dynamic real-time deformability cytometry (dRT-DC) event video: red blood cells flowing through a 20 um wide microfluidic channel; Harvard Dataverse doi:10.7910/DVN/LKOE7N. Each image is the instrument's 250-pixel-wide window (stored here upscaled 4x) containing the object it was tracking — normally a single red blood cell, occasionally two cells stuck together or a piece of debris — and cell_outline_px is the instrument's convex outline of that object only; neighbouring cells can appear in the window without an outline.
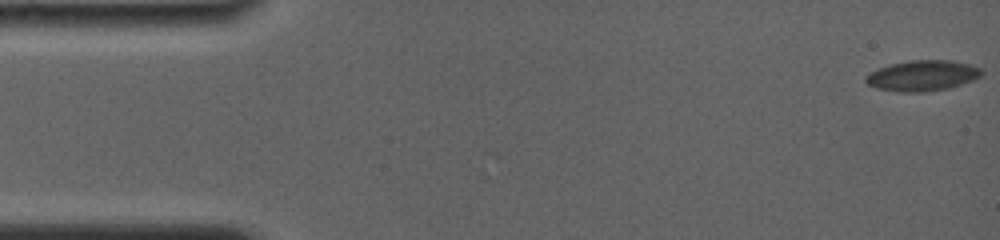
{"species": "common noctule bat (a hibernating species)", "species_latin": "Nyctalus noctula", "temperature_condition": "room temperature", "stored_images_in_passage": 11, "camera_frame_rate_fps": 4000, "um_per_image_px": 0.085, "animal": {"sex": "female", "body_mass_g": 19.0, "forearm_length_mm": 56.7}, "frame": {"image": 1, "passage_image": 1, "time_ms": 0.0, "image_size_px": [1000, 240], "cell_outline_px": [[984, 72], [980, 76], [972, 80], [948, 88], [924, 92], [896, 92], [876, 88], [868, 84], [864, 80], [864, 76], [880, 68], [892, 64], [912, 60], [952, 60], [968, 64], [980, 68]], "centroid_in_image_um": [78.39, 6.43], "position_along_channel_um": 6.6, "area_um2": 20.52}}
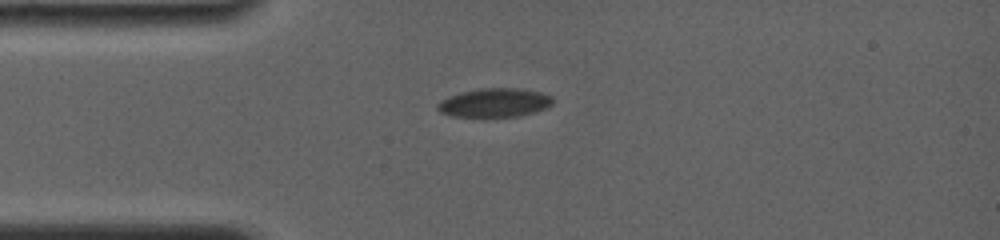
{"frame": {"image": 2, "passage_image": 7, "time_ms": 4.25, "image_size_px": [1000, 240], "cell_outline_px": [[556, 100], [548, 108], [536, 112], [520, 116], [452, 116], [440, 112], [436, 108], [436, 104], [440, 100], [448, 96], [460, 92], [480, 88], [520, 88], [540, 92], [552, 96]], "centroid_in_image_um": [42.07, 8.72], "position_along_channel_um": 42.9, "area_um2": 19.59}}
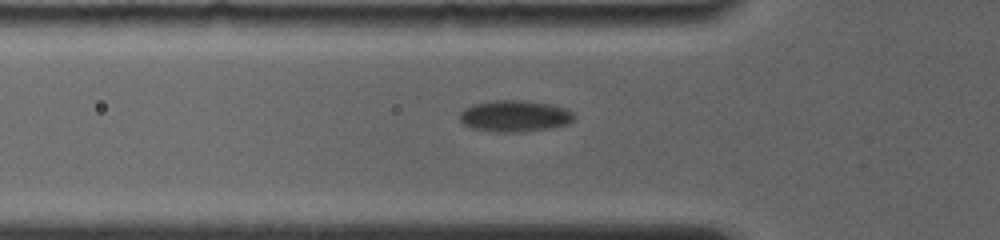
{"frame": {"image": 3, "passage_image": 10, "time_ms": 5.75, "image_size_px": [1000, 240], "cell_outline_px": [[576, 116], [568, 124], [548, 128], [524, 132], [496, 132], [468, 128], [460, 120], [460, 112], [464, 108], [472, 104], [496, 100], [524, 100], [548, 104], [564, 108], [572, 112]], "centroid_in_image_um": [43.71, 9.87], "position_along_channel_um": 82.1, "area_um2": 21.04}}